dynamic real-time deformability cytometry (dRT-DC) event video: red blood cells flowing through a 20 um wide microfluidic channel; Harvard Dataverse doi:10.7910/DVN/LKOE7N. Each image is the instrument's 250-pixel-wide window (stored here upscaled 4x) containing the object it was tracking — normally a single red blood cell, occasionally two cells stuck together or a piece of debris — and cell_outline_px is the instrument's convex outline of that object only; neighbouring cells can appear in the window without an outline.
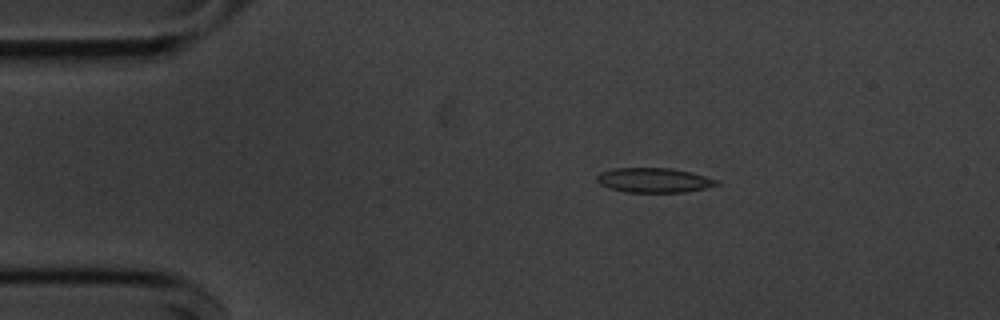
{"species": "common noctule bat (a hibernating species)", "species_latin": "Nyctalus noctula", "temperature_condition": "cold", "stored_images_in_passage": 54, "camera_frame_rate_fps": 3000, "um_per_image_px": 0.085, "animal": {"sex": "male", "body_mass_g": 20.1, "forearm_length_mm": 53.5}, "frame": {"image": 1, "passage_image": 9, "time_ms": 2.667, "image_size_px": [1000, 320], "cell_outline_px": [[720, 184], [704, 188], [684, 192], [628, 192], [608, 188], [600, 184], [596, 180], [596, 176], [600, 172], [616, 168], [672, 168], [692, 172], [716, 180]], "centroid_in_image_um": [55.55, 15.31], "position_along_channel_um": 29.5, "area_um2": 17.11}}
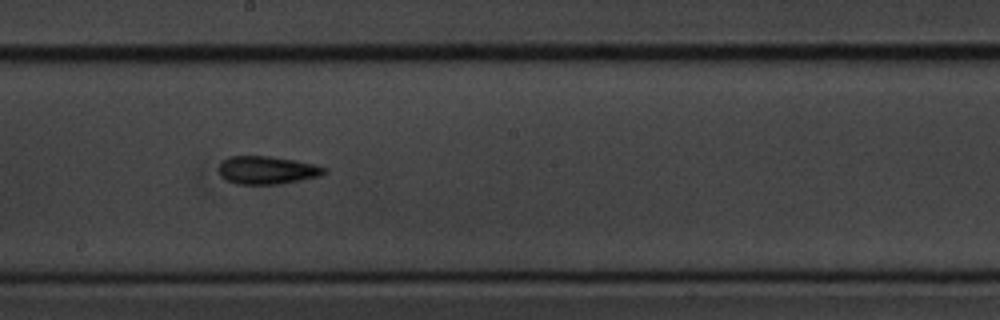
{"frame": {"image": 2, "passage_image": 29, "time_ms": 9.333, "image_size_px": [1000, 320], "cell_outline_px": [[328, 172], [320, 176], [300, 180], [276, 184], [236, 184], [224, 180], [220, 176], [220, 160], [228, 156], [268, 156], [296, 160], [316, 164], [328, 168]], "centroid_in_image_um": [22.7, 14.45], "position_along_channel_um": 225.5, "area_um2": 17.46}}
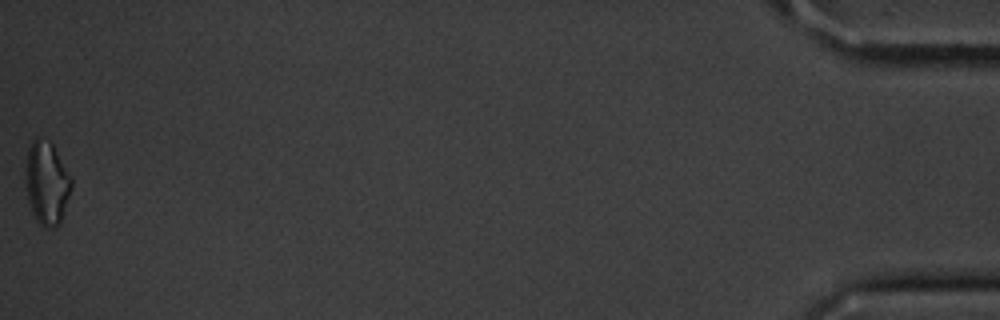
{"frame": {"image": 3, "passage_image": 54, "time_ms": 17.667, "image_size_px": [1000, 320], "cell_outline_px": [[72, 188], [60, 224], [52, 228], [44, 228], [36, 220], [32, 212], [28, 200], [24, 184], [24, 160], [28, 148], [32, 140], [36, 136], [40, 136], [52, 144], [72, 176]], "centroid_in_image_um": [3.95, 15.53], "position_along_channel_um": 431.3, "area_um2": 23.0}, "authors_computed_cell_mechanics": {"area_um2": 16.9932, "velocity_mm_per_s": 3.6517, "shape_relaxation_time_tau1_ms": 9.2806, "shape_relaxation_time_tau2_ms": 5.6303, "deformation_change_tau1": 0.1752, "deformation_change_tau2": 0.1321}}